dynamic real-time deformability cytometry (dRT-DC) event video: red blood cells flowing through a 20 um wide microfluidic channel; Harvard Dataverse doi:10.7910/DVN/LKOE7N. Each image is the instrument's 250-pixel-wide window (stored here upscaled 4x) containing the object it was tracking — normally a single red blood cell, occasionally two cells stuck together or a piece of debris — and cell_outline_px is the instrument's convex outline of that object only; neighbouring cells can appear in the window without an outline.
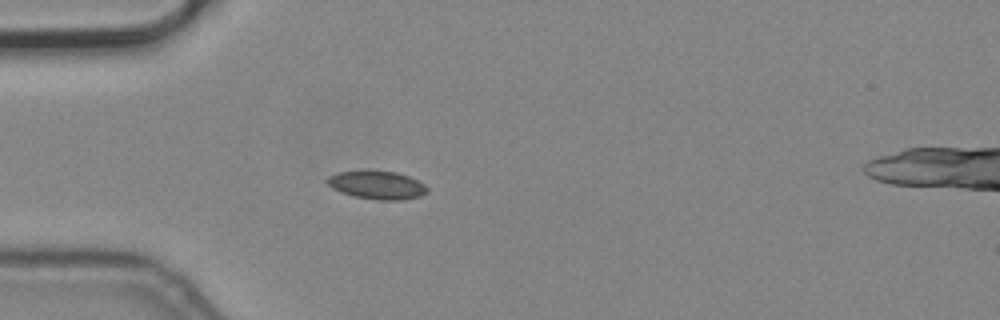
{"species": "common noctule bat (a hibernating species)", "species_latin": "Nyctalus noctula", "temperature_condition": "cold", "stored_images_in_passage": 2, "camera_frame_rate_fps": 3000, "um_per_image_px": 0.085, "animal": {"sex": "male", "body_mass_g": 19.2, "forearm_length_mm": 51.8}, "frame": {"image": 1, "passage_image": 2, "time_ms": 0.333, "image_size_px": [1000, 320], "cell_outline_px": [[428, 192], [420, 196], [404, 200], [376, 200], [356, 196], [332, 188], [324, 180], [328, 176], [340, 172], [364, 168], [396, 172], [408, 176], [424, 184], [428, 188]], "centroid_in_image_um": [32.04, 15.69], "position_along_channel_um": 53.0, "area_um2": 16.82}}